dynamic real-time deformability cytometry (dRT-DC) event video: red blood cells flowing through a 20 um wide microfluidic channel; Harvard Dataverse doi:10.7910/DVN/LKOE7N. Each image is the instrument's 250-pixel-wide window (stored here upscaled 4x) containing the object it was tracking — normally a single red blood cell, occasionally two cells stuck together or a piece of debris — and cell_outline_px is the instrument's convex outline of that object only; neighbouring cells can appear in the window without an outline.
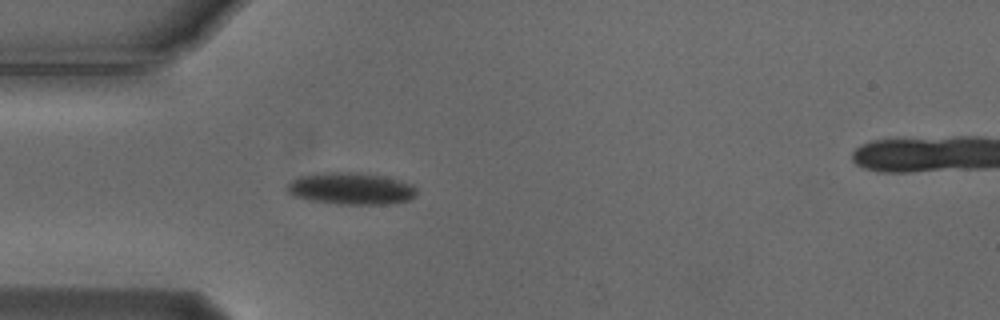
{"species": "Egyptian fruit bat (a non-hibernating species)", "species_latin": "Rousettus aegyptiacus", "temperature_condition": "cold", "stored_images_in_passage": 24, "camera_frame_rate_fps": 3000, "um_per_image_px": 0.085, "animal": {"sex": "male"}, "frame": {"image": 1, "passage_image": 1, "time_ms": 0.0, "image_size_px": [1000, 320], "cell_outline_px": [[416, 196], [408, 200], [384, 204], [336, 204], [312, 200], [292, 196], [284, 188], [296, 176], [324, 172], [356, 172], [384, 176], [412, 184], [416, 188]], "centroid_in_image_um": [29.79, 16.02], "position_along_channel_um": 55.2, "area_um2": 24.22}}
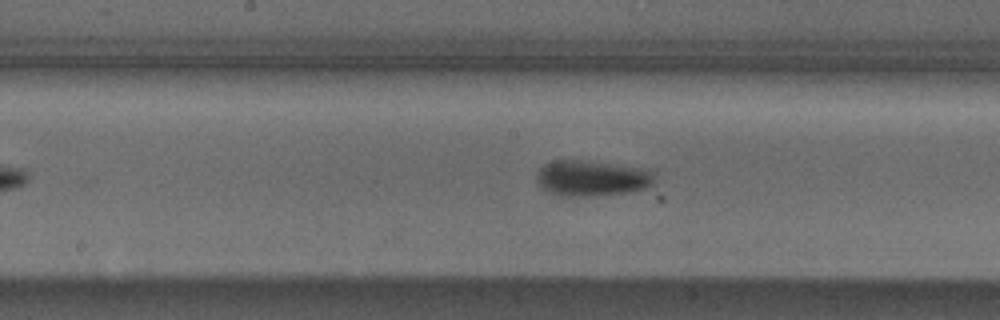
{"frame": {"image": 2, "passage_image": 13, "time_ms": 4.0, "image_size_px": [1000, 320], "cell_outline_px": [[656, 176], [652, 184], [644, 188], [628, 192], [580, 196], [560, 196], [544, 188], [536, 180], [536, 172], [544, 164], [552, 160], [576, 160], [640, 168], [656, 172]], "centroid_in_image_um": [50.28, 15.14], "position_along_channel_um": 197.9, "area_um2": 24.04}}
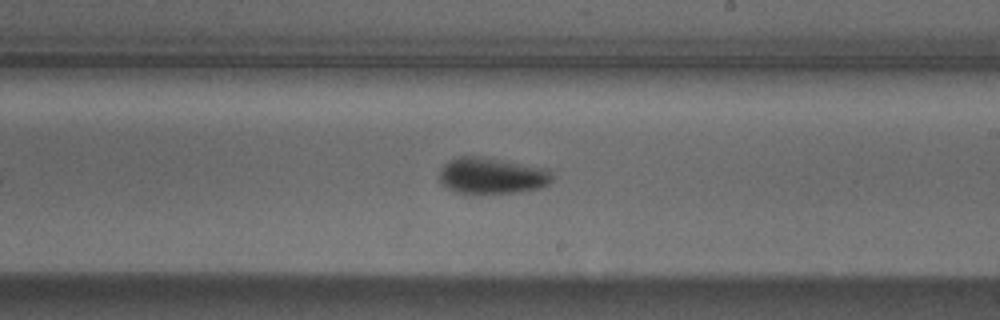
{"frame": {"image": 3, "passage_image": 17, "time_ms": 5.333, "image_size_px": [1000, 320], "cell_outline_px": [[552, 180], [548, 184], [540, 188], [520, 192], [456, 192], [440, 184], [440, 168], [448, 160], [460, 156], [484, 156], [548, 168], [552, 172]], "centroid_in_image_um": [41.82, 14.9], "position_along_channel_um": 247.2, "area_um2": 23.93}, "authors_computed_cell_mechanics": {"area_um2": 23.7558, "velocity_mm_per_s": 3.7137, "shape_relaxation_time_tau1_ms": 7.4809, "shape_relaxation_time_tau2_ms": null, "deformation_change_tau1": 0.1976, "deformation_change_tau2": null}}